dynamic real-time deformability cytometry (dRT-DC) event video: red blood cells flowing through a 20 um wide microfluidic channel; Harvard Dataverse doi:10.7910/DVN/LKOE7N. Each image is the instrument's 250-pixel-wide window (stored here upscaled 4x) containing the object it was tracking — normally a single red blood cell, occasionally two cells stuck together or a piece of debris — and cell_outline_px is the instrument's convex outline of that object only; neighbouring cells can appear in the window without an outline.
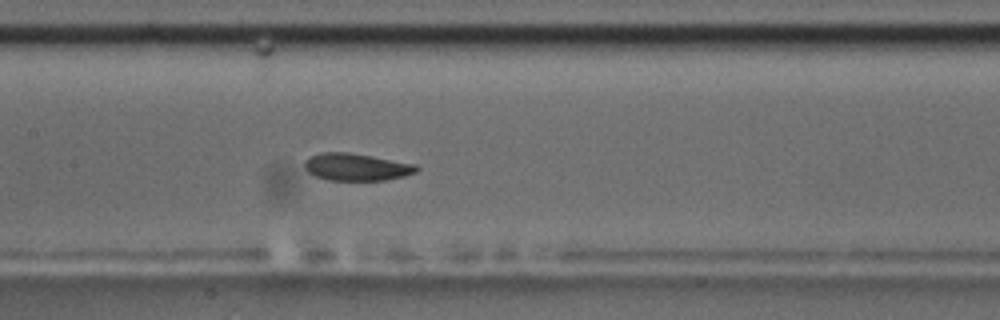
{"species": "common noctule bat (a hibernating species)", "species_latin": "Nyctalus noctula", "temperature_condition": "room temperature", "stored_images_in_passage": 33, "camera_frame_rate_fps": 3000, "um_per_image_px": 0.085, "animal": {"sex": "male", "body_mass_g": 17.5, "forearm_length_mm": 52.3}, "frame": {"image": 1, "passage_image": 15, "time_ms": 4.667, "image_size_px": [1000, 320], "cell_outline_px": [[420, 168], [416, 172], [404, 176], [384, 180], [328, 180], [316, 176], [308, 172], [304, 168], [304, 160], [320, 152], [348, 152], [416, 164]], "centroid_in_image_um": [30.28, 14.19], "position_along_channel_um": 177.1, "area_um2": 17.74}, "authors_computed_cell_mechanics": {"area_um2": 18.0914, "velocity_mm_per_s": 3.5934, "shape_relaxation_time_tau1_ms": 4.0525, "shape_relaxation_time_tau2_ms": 5.154, "deformation_change_tau1": 0.1179, "deformation_change_tau2": 0.1009}}